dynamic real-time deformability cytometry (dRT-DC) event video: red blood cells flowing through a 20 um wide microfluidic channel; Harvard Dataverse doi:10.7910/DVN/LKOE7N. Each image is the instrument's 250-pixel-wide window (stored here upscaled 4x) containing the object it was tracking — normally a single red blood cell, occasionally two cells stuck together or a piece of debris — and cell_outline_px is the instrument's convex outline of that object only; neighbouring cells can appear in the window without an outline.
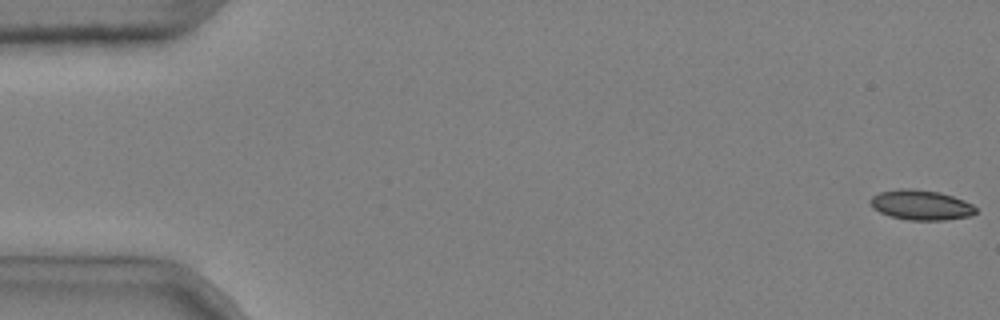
{"species": "common noctule bat (a hibernating species)", "species_latin": "Nyctalus noctula", "temperature_condition": "cold", "stored_images_in_passage": 6, "camera_frame_rate_fps": 3000, "um_per_image_px": 0.085, "animal": {"sex": "male", "body_mass_g": 20.4}, "frame": {"image": 1, "passage_image": 1, "time_ms": 0.0, "image_size_px": [1000, 320], "cell_outline_px": [[976, 212], [972, 216], [944, 220], [908, 220], [892, 216], [880, 212], [872, 208], [868, 204], [868, 200], [872, 196], [880, 192], [900, 188], [912, 188], [940, 192], [964, 200], [972, 204], [976, 208]], "centroid_in_image_um": [78.26, 17.42], "position_along_channel_um": 6.7, "area_um2": 18.61}}
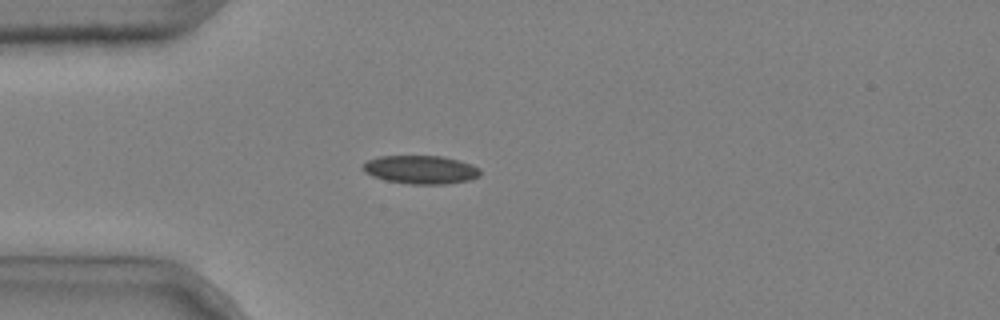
{"frame": {"image": 2, "passage_image": 5, "time_ms": 1.333, "image_size_px": [1000, 320], "cell_outline_px": [[480, 176], [468, 180], [444, 184], [412, 184], [384, 180], [372, 176], [364, 172], [360, 168], [368, 160], [380, 156], [440, 156], [460, 160], [472, 164], [480, 168]], "centroid_in_image_um": [35.75, 14.42], "position_along_channel_um": 49.2, "area_um2": 19.48}}